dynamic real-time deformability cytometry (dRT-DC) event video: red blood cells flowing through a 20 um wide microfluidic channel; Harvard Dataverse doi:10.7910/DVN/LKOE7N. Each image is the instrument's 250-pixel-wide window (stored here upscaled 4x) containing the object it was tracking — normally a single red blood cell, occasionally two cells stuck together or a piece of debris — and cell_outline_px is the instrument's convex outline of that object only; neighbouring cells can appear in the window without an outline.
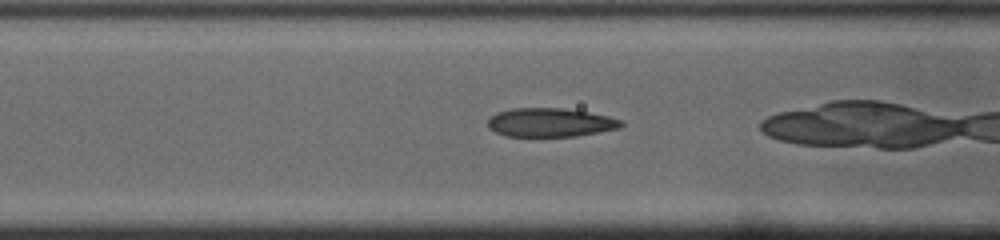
{"species": "common noctule bat (a hibernating species)", "species_latin": "Nyctalus noctula", "temperature_condition": "cold", "stored_images_in_passage": 34, "camera_frame_rate_fps": 3000, "um_per_image_px": 0.085, "animal": {"sex": "male", "body_mass_g": 19.0, "forearm_length_mm": 50.8}, "frame": {"image": 1, "passage_image": 15, "time_ms": 4.667, "image_size_px": [1000, 240], "cell_outline_px": [[624, 124], [620, 128], [576, 136], [504, 136], [488, 128], [488, 120], [496, 112], [512, 108], [564, 108], [588, 112], [608, 116], [620, 120]], "centroid_in_image_um": [46.75, 10.41], "position_along_channel_um": 119.8, "area_um2": 22.31}}
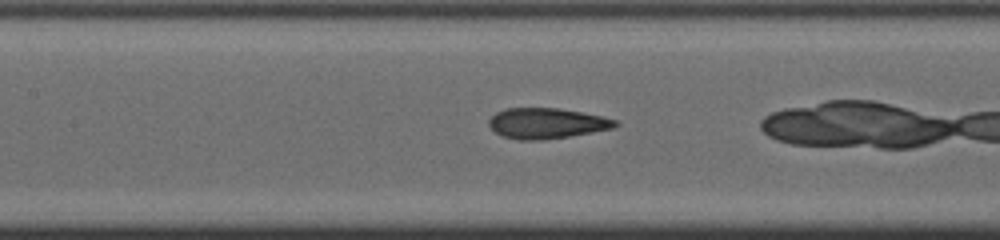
{"frame": {"image": 2, "passage_image": 18, "time_ms": 5.667, "image_size_px": [1000, 240], "cell_outline_px": [[620, 124], [612, 128], [592, 132], [544, 140], [520, 140], [504, 136], [496, 132], [488, 124], [488, 120], [496, 112], [504, 108], [556, 108], [580, 112], [600, 116], [616, 120]], "centroid_in_image_um": [46.44, 10.48], "position_along_channel_um": 161.0, "area_um2": 22.25}}
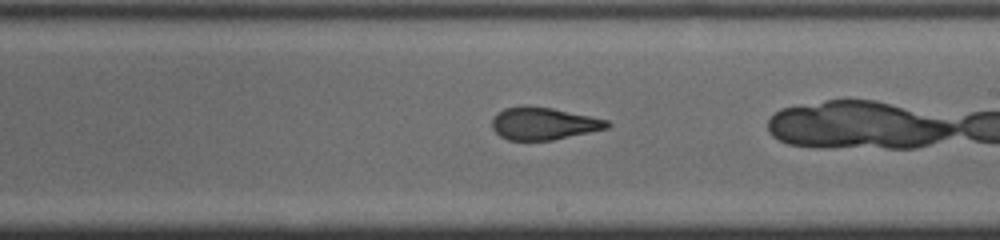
{"frame": {"image": 3, "passage_image": 24, "time_ms": 7.667, "image_size_px": [1000, 240], "cell_outline_px": [[612, 124], [608, 128], [552, 140], [508, 140], [500, 136], [492, 128], [492, 120], [504, 108], [524, 104], [552, 108], [608, 120]], "centroid_in_image_um": [46.2, 10.49], "position_along_channel_um": 242.8, "area_um2": 21.68}}